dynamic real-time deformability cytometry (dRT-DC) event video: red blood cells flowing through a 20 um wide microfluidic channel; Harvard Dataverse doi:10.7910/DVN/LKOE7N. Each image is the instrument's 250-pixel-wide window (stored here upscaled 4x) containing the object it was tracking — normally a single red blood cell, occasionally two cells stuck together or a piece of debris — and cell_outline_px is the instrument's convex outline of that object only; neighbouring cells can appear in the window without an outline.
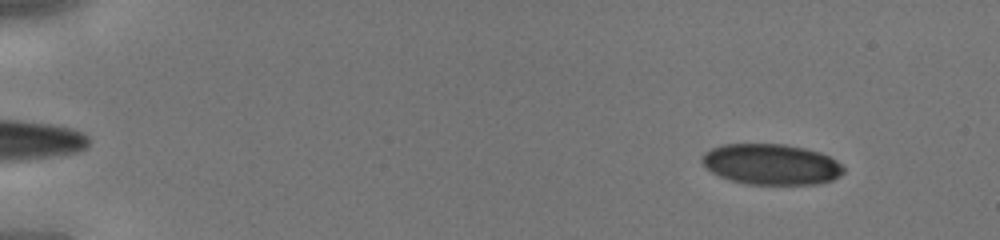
{"species": "human", "species_latin": "Homo sapiens", "temperature_condition": "cold", "stored_images_in_passage": 43, "camera_frame_rate_fps": 3000, "um_per_image_px": 0.085, "donor": {"sex": "male"}, "frame": {"image": 1, "passage_image": 4, "time_ms": 1.0, "image_size_px": [1000, 240], "cell_outline_px": [[844, 172], [840, 176], [832, 180], [820, 184], [748, 184], [732, 180], [720, 176], [712, 172], [700, 160], [700, 156], [704, 152], [712, 148], [724, 144], [784, 144], [804, 148], [820, 152], [836, 160], [844, 168]], "centroid_in_image_um": [65.56, 13.96], "position_along_channel_um": 19.4, "area_um2": 33.58}}
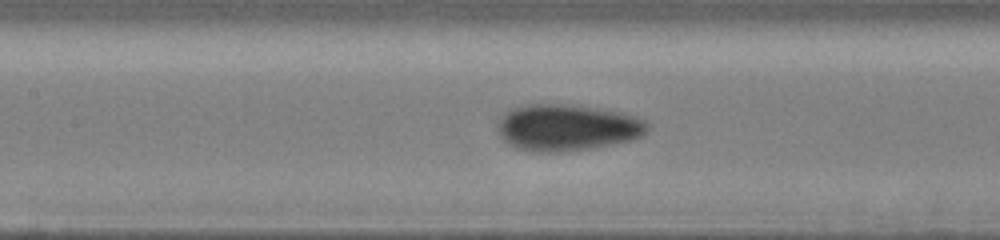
{"frame": {"image": 2, "passage_image": 21, "time_ms": 6.667, "image_size_px": [1000, 240], "cell_outline_px": [[648, 128], [644, 136], [632, 140], [592, 148], [560, 152], [528, 152], [516, 148], [508, 144], [500, 136], [496, 128], [496, 124], [500, 116], [512, 108], [528, 104], [564, 104], [600, 108], [620, 112], [636, 116], [648, 120]], "centroid_in_image_um": [48.19, 10.84], "position_along_channel_um": 159.2, "area_um2": 41.21}}
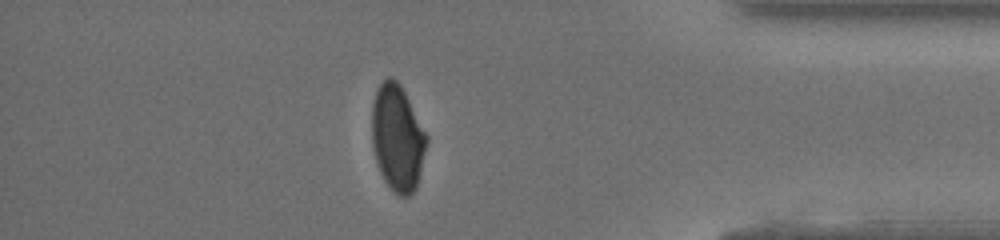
{"frame": {"image": 3, "passage_image": 38, "time_ms": 12.333, "image_size_px": [1000, 240], "cell_outline_px": [[428, 140], [416, 188], [408, 196], [400, 196], [384, 180], [380, 172], [376, 160], [372, 144], [372, 104], [376, 92], [380, 84], [388, 76], [392, 76], [400, 84], [428, 136]], "centroid_in_image_um": [33.78, 11.7], "position_along_channel_um": 401.4, "area_um2": 33.58}}